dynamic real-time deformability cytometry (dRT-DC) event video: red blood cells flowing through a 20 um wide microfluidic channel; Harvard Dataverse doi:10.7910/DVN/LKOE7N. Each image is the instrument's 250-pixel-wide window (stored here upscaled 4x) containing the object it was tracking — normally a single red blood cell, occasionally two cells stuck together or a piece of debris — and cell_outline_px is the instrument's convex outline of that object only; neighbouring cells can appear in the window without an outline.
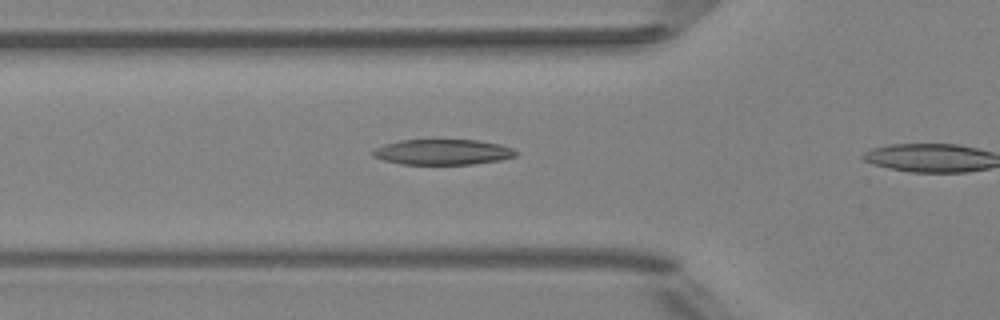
{"species": "Egyptian fruit bat (a non-hibernating species)", "species_latin": "Rousettus aegyptiacus", "temperature_condition": "room temperature", "stored_images_in_passage": 3, "camera_frame_rate_fps": 3000, "um_per_image_px": 0.085, "animal": {"sex": "female"}, "frame": {"image": 1, "passage_image": 2, "time_ms": 0.333, "image_size_px": [1000, 320], "cell_outline_px": [[520, 152], [516, 156], [500, 160], [472, 164], [400, 164], [384, 160], [372, 156], [372, 152], [376, 148], [384, 144], [400, 140], [476, 140], [500, 144], [512, 148]], "centroid_in_image_um": [37.65, 12.92], "position_along_channel_um": 88.1, "area_um2": 21.21}}